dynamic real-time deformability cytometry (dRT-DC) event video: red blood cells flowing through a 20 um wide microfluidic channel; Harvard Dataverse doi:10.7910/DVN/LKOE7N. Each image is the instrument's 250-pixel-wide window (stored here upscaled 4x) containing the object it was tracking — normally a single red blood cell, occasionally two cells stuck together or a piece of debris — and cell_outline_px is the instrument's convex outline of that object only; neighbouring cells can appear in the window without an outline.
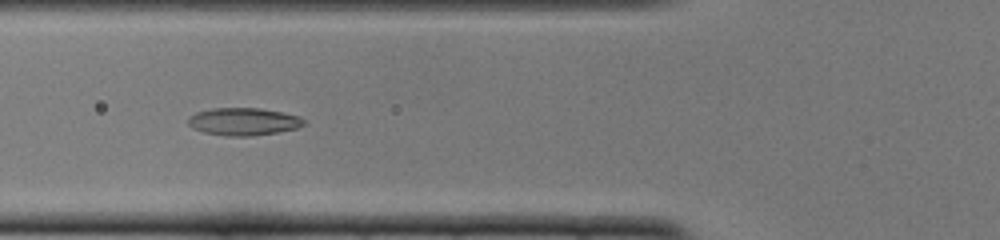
{"species": "common noctule bat (a hibernating species)", "species_latin": "Nyctalus noctula", "temperature_condition": "cold", "stored_images_in_passage": 52, "camera_frame_rate_fps": 3000, "um_per_image_px": 0.085, "animal": {"sex": "female", "body_mass_g": 22.0, "forearm_length_mm": 56.7}, "frame": {"image": 1, "passage_image": 19, "time_ms": 6.0, "image_size_px": [1000, 240], "cell_outline_px": [[304, 124], [296, 128], [276, 132], [252, 136], [224, 136], [204, 132], [192, 128], [188, 124], [188, 116], [196, 112], [212, 108], [260, 108], [280, 112], [296, 116], [304, 120]], "centroid_in_image_um": [20.62, 10.33], "position_along_channel_um": 105.2, "area_um2": 18.44}}
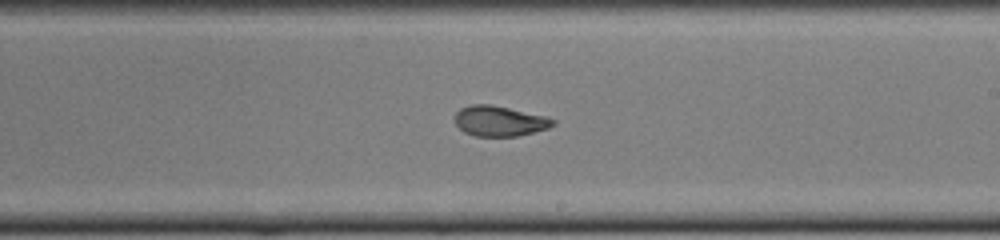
{"frame": {"image": 2, "passage_image": 30, "time_ms": 9.667, "image_size_px": [1000, 240], "cell_outline_px": [[556, 124], [548, 128], [516, 136], [476, 136], [464, 132], [456, 124], [456, 112], [460, 108], [472, 104], [488, 104], [548, 116], [556, 120]], "centroid_in_image_um": [42.48, 10.28], "position_along_channel_um": 246.5, "area_um2": 17.22}}
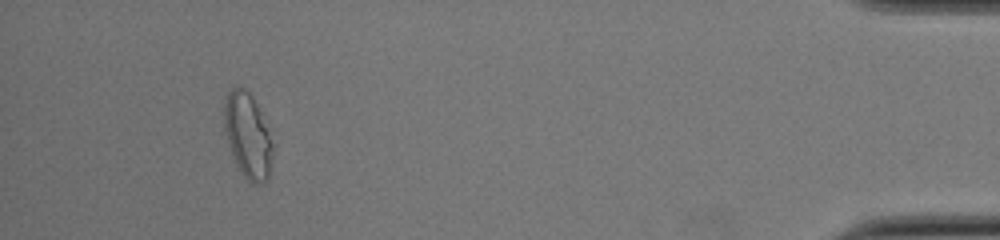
{"frame": {"image": 3, "passage_image": 48, "time_ms": 15.667, "image_size_px": [1000, 240], "cell_outline_px": [[276, 144], [268, 180], [260, 184], [252, 184], [244, 176], [232, 152], [224, 128], [224, 104], [228, 92], [232, 88], [244, 88], [252, 96]], "centroid_in_image_um": [21.12, 11.55], "position_along_channel_um": 414.1, "area_um2": 24.04}, "authors_computed_cell_mechanics": {"area_um2": 18.4671, "velocity_mm_per_s": 3.8645, "shape_relaxation_time_tau1_ms": null, "shape_relaxation_time_tau2_ms": 1.8108, "deformation_change_tau1": null, "deformation_change_tau2": 0.0823}}